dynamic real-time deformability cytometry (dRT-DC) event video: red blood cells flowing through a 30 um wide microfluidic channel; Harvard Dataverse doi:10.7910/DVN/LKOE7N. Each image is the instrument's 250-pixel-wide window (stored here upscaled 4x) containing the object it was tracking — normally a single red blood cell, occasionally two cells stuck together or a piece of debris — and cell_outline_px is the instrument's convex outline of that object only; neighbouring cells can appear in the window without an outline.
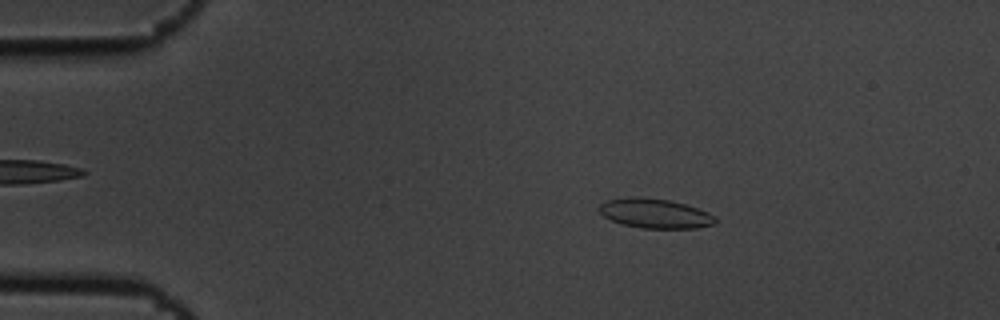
{"species": "common noctule bat (a hibernating species)", "species_latin": "Nyctalus noctula", "temperature_condition": "cold", "stored_images_in_passage": 5, "camera_frame_rate_fps": 3000, "um_per_image_px": 0.085, "animal": {"sex": "male", "body_mass_g": 19.5, "forearm_length_mm": 54.6}, "frame": {"image": 1, "passage_image": 3, "time_ms": 0.667, "image_size_px": [1000, 320], "cell_outline_px": [[716, 224], [696, 228], [640, 228], [624, 224], [612, 220], [604, 216], [596, 208], [604, 200], [628, 196], [632, 196], [668, 200], [684, 204], [708, 212], [716, 220]], "centroid_in_image_um": [55.62, 18.13], "position_along_channel_um": 29.4, "area_um2": 19.94}}